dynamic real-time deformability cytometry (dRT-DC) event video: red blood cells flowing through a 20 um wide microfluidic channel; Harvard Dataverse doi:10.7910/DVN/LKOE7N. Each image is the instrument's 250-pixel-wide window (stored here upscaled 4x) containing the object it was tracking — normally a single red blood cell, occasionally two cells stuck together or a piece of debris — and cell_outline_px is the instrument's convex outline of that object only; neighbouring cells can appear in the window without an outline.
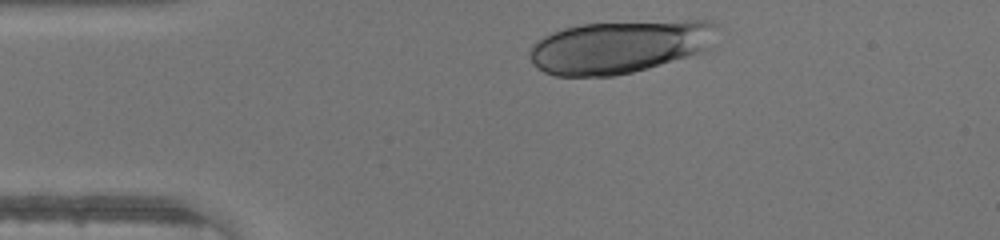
{"species": "human", "species_latin": "Homo sapiens", "temperature_condition": "warm", "stored_images_in_passage": 28, "camera_frame_rate_fps": 3000, "um_per_image_px": 0.085, "donor": {"sex": "male"}, "frame": {"image": 1, "passage_image": 1, "time_ms": 0.0, "image_size_px": [1000, 240], "cell_outline_px": [[720, 28], [712, 48], [704, 52], [648, 68], [632, 72], [612, 76], [556, 76], [544, 72], [536, 68], [532, 64], [532, 48], [544, 36], [552, 32], [564, 28], [580, 24], [684, 20], [712, 20]], "centroid_in_image_um": [52.79, 3.96], "position_along_channel_um": 32.2, "area_um2": 58.09}}